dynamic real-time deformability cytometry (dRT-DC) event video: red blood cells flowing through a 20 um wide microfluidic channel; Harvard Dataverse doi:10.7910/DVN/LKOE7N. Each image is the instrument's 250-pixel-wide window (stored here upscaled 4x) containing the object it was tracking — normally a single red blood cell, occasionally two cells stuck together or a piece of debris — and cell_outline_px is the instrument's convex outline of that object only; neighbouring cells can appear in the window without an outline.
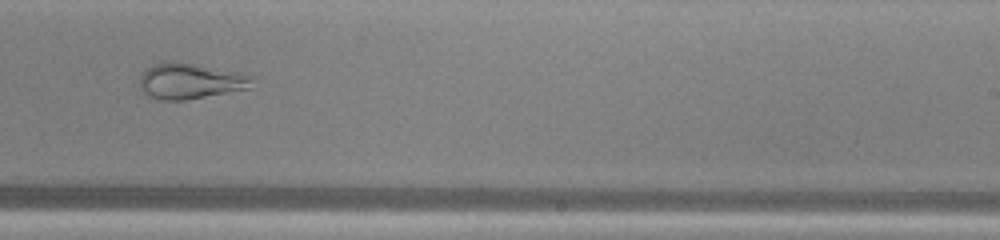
{"species": "common noctule bat (a hibernating species)", "species_latin": "Nyctalus noctula", "temperature_condition": "warm", "stored_images_in_passage": 50, "camera_frame_rate_fps": 3000, "um_per_image_px": 0.085, "animal": {"sex": "male", "body_mass_g": 13.0, "forearm_length_mm": 53.1}, "frame": {"image": 1, "passage_image": 31, "time_ms": 10.0, "image_size_px": [1000, 240], "cell_outline_px": [[252, 80], [248, 88], [184, 100], [160, 100], [152, 96], [140, 88], [140, 76], [152, 64], [164, 60], [196, 64], [240, 72], [252, 76]], "centroid_in_image_um": [16.14, 6.86], "position_along_channel_um": 272.9, "area_um2": 23.06}}
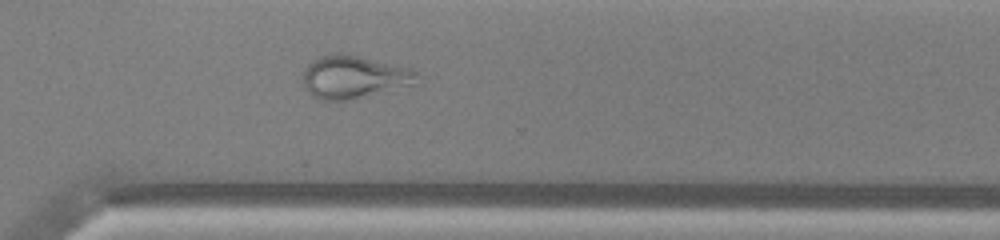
{"frame": {"image": 2, "passage_image": 36, "time_ms": 11.667, "image_size_px": [1000, 240], "cell_outline_px": [[420, 76], [416, 84], [352, 100], [324, 100], [308, 92], [304, 84], [304, 72], [308, 64], [312, 60], [320, 56], [336, 52], [356, 56], [412, 68]], "centroid_in_image_um": [30.12, 6.55], "position_along_channel_um": 340.5, "area_um2": 28.32}}
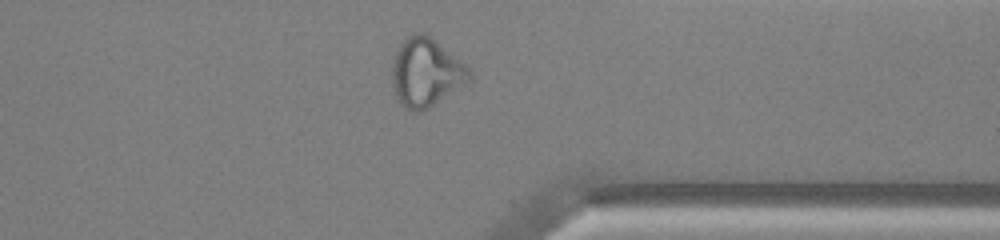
{"frame": {"image": 3, "passage_image": 39, "time_ms": 12.667, "image_size_px": [1000, 240], "cell_outline_px": [[472, 80], [428, 108], [416, 112], [412, 112], [400, 104], [392, 88], [392, 60], [400, 44], [408, 36], [416, 32], [420, 32], [428, 36], [468, 64], [472, 68]], "centroid_in_image_um": [36.23, 6.17], "position_along_channel_um": 375.2, "area_um2": 31.04}}